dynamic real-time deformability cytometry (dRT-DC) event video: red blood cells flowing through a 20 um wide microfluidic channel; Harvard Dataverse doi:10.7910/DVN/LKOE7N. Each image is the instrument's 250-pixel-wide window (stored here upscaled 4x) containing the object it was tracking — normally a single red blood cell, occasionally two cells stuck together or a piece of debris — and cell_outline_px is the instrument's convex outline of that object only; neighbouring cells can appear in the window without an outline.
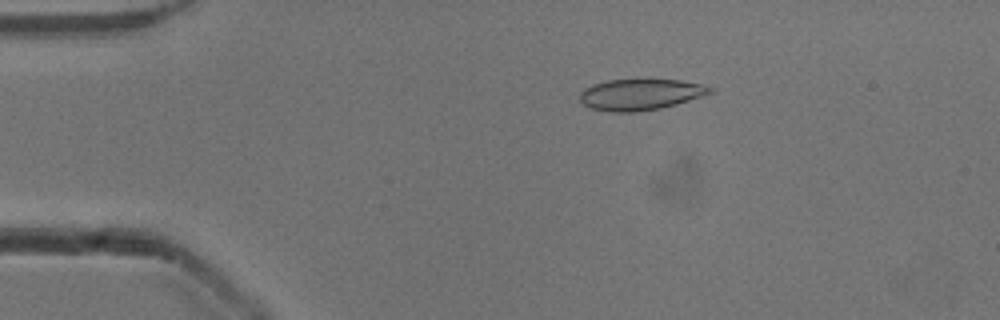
{"species": "common noctule bat (a hibernating species)", "species_latin": "Nyctalus noctula", "temperature_condition": "cold", "stored_images_in_passage": 15, "camera_frame_rate_fps": 3000, "um_per_image_px": 0.085, "animal": {"sex": "male", "body_mass_g": 13.3}, "frame": {"image": 1, "passage_image": 10, "time_ms": 3.0, "image_size_px": [1000, 320], "cell_outline_px": [[716, 92], [676, 104], [660, 108], [636, 112], [608, 112], [592, 108], [584, 104], [580, 100], [580, 92], [584, 88], [592, 84], [608, 80], [680, 80], [704, 84], [716, 88]], "centroid_in_image_um": [54.48, 8.03], "position_along_channel_um": 30.5, "area_um2": 23.76}}